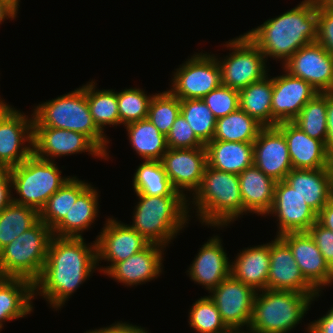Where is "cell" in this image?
Listing matches in <instances>:
<instances>
[{
	"instance_id": "1",
	"label": "cell",
	"mask_w": 333,
	"mask_h": 333,
	"mask_svg": "<svg viewBox=\"0 0 333 333\" xmlns=\"http://www.w3.org/2000/svg\"><path fill=\"white\" fill-rule=\"evenodd\" d=\"M85 242L53 235L41 275L33 283L34 299L42 296L57 311L98 270L96 241Z\"/></svg>"
},
{
	"instance_id": "2",
	"label": "cell",
	"mask_w": 333,
	"mask_h": 333,
	"mask_svg": "<svg viewBox=\"0 0 333 333\" xmlns=\"http://www.w3.org/2000/svg\"><path fill=\"white\" fill-rule=\"evenodd\" d=\"M317 19V0H303L245 34L260 48L266 60L270 57L283 65L300 48L316 42Z\"/></svg>"
},
{
	"instance_id": "3",
	"label": "cell",
	"mask_w": 333,
	"mask_h": 333,
	"mask_svg": "<svg viewBox=\"0 0 333 333\" xmlns=\"http://www.w3.org/2000/svg\"><path fill=\"white\" fill-rule=\"evenodd\" d=\"M190 197H193L192 201ZM190 197L188 212L194 208L195 216L204 226L222 229L243 217L240 182L236 174L206 166L199 188ZM190 204L194 207L189 208Z\"/></svg>"
},
{
	"instance_id": "4",
	"label": "cell",
	"mask_w": 333,
	"mask_h": 333,
	"mask_svg": "<svg viewBox=\"0 0 333 333\" xmlns=\"http://www.w3.org/2000/svg\"><path fill=\"white\" fill-rule=\"evenodd\" d=\"M136 195L138 202L132 212L133 221L130 226L150 244L166 248L190 221L188 198Z\"/></svg>"
},
{
	"instance_id": "5",
	"label": "cell",
	"mask_w": 333,
	"mask_h": 333,
	"mask_svg": "<svg viewBox=\"0 0 333 333\" xmlns=\"http://www.w3.org/2000/svg\"><path fill=\"white\" fill-rule=\"evenodd\" d=\"M33 110V127H52L83 133L107 155V159L109 158L110 141L94 123L85 85L38 104Z\"/></svg>"
},
{
	"instance_id": "6",
	"label": "cell",
	"mask_w": 333,
	"mask_h": 333,
	"mask_svg": "<svg viewBox=\"0 0 333 333\" xmlns=\"http://www.w3.org/2000/svg\"><path fill=\"white\" fill-rule=\"evenodd\" d=\"M321 294L269 289L258 291L248 329L251 333H290Z\"/></svg>"
},
{
	"instance_id": "7",
	"label": "cell",
	"mask_w": 333,
	"mask_h": 333,
	"mask_svg": "<svg viewBox=\"0 0 333 333\" xmlns=\"http://www.w3.org/2000/svg\"><path fill=\"white\" fill-rule=\"evenodd\" d=\"M52 230L41 220L0 251V277L24 278L34 283L44 267Z\"/></svg>"
},
{
	"instance_id": "8",
	"label": "cell",
	"mask_w": 333,
	"mask_h": 333,
	"mask_svg": "<svg viewBox=\"0 0 333 333\" xmlns=\"http://www.w3.org/2000/svg\"><path fill=\"white\" fill-rule=\"evenodd\" d=\"M9 173L12 189L19 195L17 198L12 196V201L39 212L47 200L72 178L62 177V171L54 161L38 158L34 154L18 166L10 168Z\"/></svg>"
},
{
	"instance_id": "9",
	"label": "cell",
	"mask_w": 333,
	"mask_h": 333,
	"mask_svg": "<svg viewBox=\"0 0 333 333\" xmlns=\"http://www.w3.org/2000/svg\"><path fill=\"white\" fill-rule=\"evenodd\" d=\"M224 45L227 50H232L229 55L218 59L213 54L220 66L222 85L240 91L268 75L265 55L245 33L230 39Z\"/></svg>"
},
{
	"instance_id": "10",
	"label": "cell",
	"mask_w": 333,
	"mask_h": 333,
	"mask_svg": "<svg viewBox=\"0 0 333 333\" xmlns=\"http://www.w3.org/2000/svg\"><path fill=\"white\" fill-rule=\"evenodd\" d=\"M173 74L169 91L179 100L203 99L222 84L217 58L207 52L194 53Z\"/></svg>"
},
{
	"instance_id": "11",
	"label": "cell",
	"mask_w": 333,
	"mask_h": 333,
	"mask_svg": "<svg viewBox=\"0 0 333 333\" xmlns=\"http://www.w3.org/2000/svg\"><path fill=\"white\" fill-rule=\"evenodd\" d=\"M32 154L33 114L30 118L9 104L0 107V168L18 166Z\"/></svg>"
},
{
	"instance_id": "12",
	"label": "cell",
	"mask_w": 333,
	"mask_h": 333,
	"mask_svg": "<svg viewBox=\"0 0 333 333\" xmlns=\"http://www.w3.org/2000/svg\"><path fill=\"white\" fill-rule=\"evenodd\" d=\"M116 219H112L111 216L106 219V223L95 240L97 245V266L104 275L116 263L128 259L150 244L130 224H125ZM102 260L111 263H109V266L102 267L99 265Z\"/></svg>"
},
{
	"instance_id": "13",
	"label": "cell",
	"mask_w": 333,
	"mask_h": 333,
	"mask_svg": "<svg viewBox=\"0 0 333 333\" xmlns=\"http://www.w3.org/2000/svg\"><path fill=\"white\" fill-rule=\"evenodd\" d=\"M83 152L107 160V155L83 133L52 127H33V154L38 158L55 162V158Z\"/></svg>"
},
{
	"instance_id": "14",
	"label": "cell",
	"mask_w": 333,
	"mask_h": 333,
	"mask_svg": "<svg viewBox=\"0 0 333 333\" xmlns=\"http://www.w3.org/2000/svg\"><path fill=\"white\" fill-rule=\"evenodd\" d=\"M208 293L229 329H248L257 293L253 288L230 275Z\"/></svg>"
},
{
	"instance_id": "15",
	"label": "cell",
	"mask_w": 333,
	"mask_h": 333,
	"mask_svg": "<svg viewBox=\"0 0 333 333\" xmlns=\"http://www.w3.org/2000/svg\"><path fill=\"white\" fill-rule=\"evenodd\" d=\"M282 66L290 75L308 82L318 93L333 92V56L317 41L300 48Z\"/></svg>"
},
{
	"instance_id": "16",
	"label": "cell",
	"mask_w": 333,
	"mask_h": 333,
	"mask_svg": "<svg viewBox=\"0 0 333 333\" xmlns=\"http://www.w3.org/2000/svg\"><path fill=\"white\" fill-rule=\"evenodd\" d=\"M270 215L278 221L276 236L307 231L317 221V213L284 180L276 182L273 204L266 216Z\"/></svg>"
},
{
	"instance_id": "17",
	"label": "cell",
	"mask_w": 333,
	"mask_h": 333,
	"mask_svg": "<svg viewBox=\"0 0 333 333\" xmlns=\"http://www.w3.org/2000/svg\"><path fill=\"white\" fill-rule=\"evenodd\" d=\"M161 162L172 187L187 198L188 191L194 194L201 184L207 153L205 148H168Z\"/></svg>"
},
{
	"instance_id": "18",
	"label": "cell",
	"mask_w": 333,
	"mask_h": 333,
	"mask_svg": "<svg viewBox=\"0 0 333 333\" xmlns=\"http://www.w3.org/2000/svg\"><path fill=\"white\" fill-rule=\"evenodd\" d=\"M282 70V75L272 77L271 126L292 122L307 102L318 94L308 82Z\"/></svg>"
},
{
	"instance_id": "19",
	"label": "cell",
	"mask_w": 333,
	"mask_h": 333,
	"mask_svg": "<svg viewBox=\"0 0 333 333\" xmlns=\"http://www.w3.org/2000/svg\"><path fill=\"white\" fill-rule=\"evenodd\" d=\"M280 237L290 247L304 278L321 293L333 284V269L323 258L316 243L307 231L287 232Z\"/></svg>"
},
{
	"instance_id": "20",
	"label": "cell",
	"mask_w": 333,
	"mask_h": 333,
	"mask_svg": "<svg viewBox=\"0 0 333 333\" xmlns=\"http://www.w3.org/2000/svg\"><path fill=\"white\" fill-rule=\"evenodd\" d=\"M267 289L320 294L303 276L288 244L280 237L270 241Z\"/></svg>"
},
{
	"instance_id": "21",
	"label": "cell",
	"mask_w": 333,
	"mask_h": 333,
	"mask_svg": "<svg viewBox=\"0 0 333 333\" xmlns=\"http://www.w3.org/2000/svg\"><path fill=\"white\" fill-rule=\"evenodd\" d=\"M253 165L276 182L293 169L284 134L276 126L263 127L253 142Z\"/></svg>"
},
{
	"instance_id": "22",
	"label": "cell",
	"mask_w": 333,
	"mask_h": 333,
	"mask_svg": "<svg viewBox=\"0 0 333 333\" xmlns=\"http://www.w3.org/2000/svg\"><path fill=\"white\" fill-rule=\"evenodd\" d=\"M186 271L190 280L202 285L209 292L231 275V260L218 235L209 237Z\"/></svg>"
},
{
	"instance_id": "23",
	"label": "cell",
	"mask_w": 333,
	"mask_h": 333,
	"mask_svg": "<svg viewBox=\"0 0 333 333\" xmlns=\"http://www.w3.org/2000/svg\"><path fill=\"white\" fill-rule=\"evenodd\" d=\"M164 251L165 247L161 245L149 244L142 251L116 263L105 275L125 284L124 287L146 284L162 274Z\"/></svg>"
},
{
	"instance_id": "24",
	"label": "cell",
	"mask_w": 333,
	"mask_h": 333,
	"mask_svg": "<svg viewBox=\"0 0 333 333\" xmlns=\"http://www.w3.org/2000/svg\"><path fill=\"white\" fill-rule=\"evenodd\" d=\"M276 127L284 134L293 169L333 168L322 141L309 137L293 122H281Z\"/></svg>"
},
{
	"instance_id": "25",
	"label": "cell",
	"mask_w": 333,
	"mask_h": 333,
	"mask_svg": "<svg viewBox=\"0 0 333 333\" xmlns=\"http://www.w3.org/2000/svg\"><path fill=\"white\" fill-rule=\"evenodd\" d=\"M284 181L317 214L332 199V168L292 169Z\"/></svg>"
},
{
	"instance_id": "26",
	"label": "cell",
	"mask_w": 333,
	"mask_h": 333,
	"mask_svg": "<svg viewBox=\"0 0 333 333\" xmlns=\"http://www.w3.org/2000/svg\"><path fill=\"white\" fill-rule=\"evenodd\" d=\"M238 177L243 215L253 213L266 217L273 204L276 181L255 165L246 168Z\"/></svg>"
},
{
	"instance_id": "27",
	"label": "cell",
	"mask_w": 333,
	"mask_h": 333,
	"mask_svg": "<svg viewBox=\"0 0 333 333\" xmlns=\"http://www.w3.org/2000/svg\"><path fill=\"white\" fill-rule=\"evenodd\" d=\"M270 242L244 248L231 262V275L256 292L267 289Z\"/></svg>"
},
{
	"instance_id": "28",
	"label": "cell",
	"mask_w": 333,
	"mask_h": 333,
	"mask_svg": "<svg viewBox=\"0 0 333 333\" xmlns=\"http://www.w3.org/2000/svg\"><path fill=\"white\" fill-rule=\"evenodd\" d=\"M33 283L24 278L0 277V331L4 322L27 317L33 311Z\"/></svg>"
},
{
	"instance_id": "29",
	"label": "cell",
	"mask_w": 333,
	"mask_h": 333,
	"mask_svg": "<svg viewBox=\"0 0 333 333\" xmlns=\"http://www.w3.org/2000/svg\"><path fill=\"white\" fill-rule=\"evenodd\" d=\"M92 184L72 204L69 213L52 230L54 236L83 238V232L88 230L99 217V191Z\"/></svg>"
},
{
	"instance_id": "30",
	"label": "cell",
	"mask_w": 333,
	"mask_h": 333,
	"mask_svg": "<svg viewBox=\"0 0 333 333\" xmlns=\"http://www.w3.org/2000/svg\"><path fill=\"white\" fill-rule=\"evenodd\" d=\"M207 166L239 175L253 165V143L210 141L205 145Z\"/></svg>"
},
{
	"instance_id": "31",
	"label": "cell",
	"mask_w": 333,
	"mask_h": 333,
	"mask_svg": "<svg viewBox=\"0 0 333 333\" xmlns=\"http://www.w3.org/2000/svg\"><path fill=\"white\" fill-rule=\"evenodd\" d=\"M132 149L143 161H161L168 150L166 136L146 118L124 126Z\"/></svg>"
},
{
	"instance_id": "32",
	"label": "cell",
	"mask_w": 333,
	"mask_h": 333,
	"mask_svg": "<svg viewBox=\"0 0 333 333\" xmlns=\"http://www.w3.org/2000/svg\"><path fill=\"white\" fill-rule=\"evenodd\" d=\"M90 185L85 180L72 176L47 200L39 212L40 220L53 230L69 213L72 204Z\"/></svg>"
},
{
	"instance_id": "33",
	"label": "cell",
	"mask_w": 333,
	"mask_h": 333,
	"mask_svg": "<svg viewBox=\"0 0 333 333\" xmlns=\"http://www.w3.org/2000/svg\"><path fill=\"white\" fill-rule=\"evenodd\" d=\"M272 93V78L266 75L239 91V108L264 127L271 126Z\"/></svg>"
},
{
	"instance_id": "34",
	"label": "cell",
	"mask_w": 333,
	"mask_h": 333,
	"mask_svg": "<svg viewBox=\"0 0 333 333\" xmlns=\"http://www.w3.org/2000/svg\"><path fill=\"white\" fill-rule=\"evenodd\" d=\"M264 126L238 108L217 119L212 141L253 143Z\"/></svg>"
},
{
	"instance_id": "35",
	"label": "cell",
	"mask_w": 333,
	"mask_h": 333,
	"mask_svg": "<svg viewBox=\"0 0 333 333\" xmlns=\"http://www.w3.org/2000/svg\"><path fill=\"white\" fill-rule=\"evenodd\" d=\"M135 171L132 179L135 194L183 196L172 187L161 161H143Z\"/></svg>"
},
{
	"instance_id": "36",
	"label": "cell",
	"mask_w": 333,
	"mask_h": 333,
	"mask_svg": "<svg viewBox=\"0 0 333 333\" xmlns=\"http://www.w3.org/2000/svg\"><path fill=\"white\" fill-rule=\"evenodd\" d=\"M94 80L85 84V93L90 113L96 126L103 132L105 126H119L117 91L113 89L97 90Z\"/></svg>"
},
{
	"instance_id": "37",
	"label": "cell",
	"mask_w": 333,
	"mask_h": 333,
	"mask_svg": "<svg viewBox=\"0 0 333 333\" xmlns=\"http://www.w3.org/2000/svg\"><path fill=\"white\" fill-rule=\"evenodd\" d=\"M39 220V211L12 201L0 212V251Z\"/></svg>"
},
{
	"instance_id": "38",
	"label": "cell",
	"mask_w": 333,
	"mask_h": 333,
	"mask_svg": "<svg viewBox=\"0 0 333 333\" xmlns=\"http://www.w3.org/2000/svg\"><path fill=\"white\" fill-rule=\"evenodd\" d=\"M309 137L326 145L327 139V92L316 94L292 121Z\"/></svg>"
},
{
	"instance_id": "39",
	"label": "cell",
	"mask_w": 333,
	"mask_h": 333,
	"mask_svg": "<svg viewBox=\"0 0 333 333\" xmlns=\"http://www.w3.org/2000/svg\"><path fill=\"white\" fill-rule=\"evenodd\" d=\"M180 113L204 145L213 140L217 119L202 99L180 100Z\"/></svg>"
},
{
	"instance_id": "40",
	"label": "cell",
	"mask_w": 333,
	"mask_h": 333,
	"mask_svg": "<svg viewBox=\"0 0 333 333\" xmlns=\"http://www.w3.org/2000/svg\"><path fill=\"white\" fill-rule=\"evenodd\" d=\"M188 318L190 327L197 333H224L229 330L216 304L207 295L192 304Z\"/></svg>"
},
{
	"instance_id": "41",
	"label": "cell",
	"mask_w": 333,
	"mask_h": 333,
	"mask_svg": "<svg viewBox=\"0 0 333 333\" xmlns=\"http://www.w3.org/2000/svg\"><path fill=\"white\" fill-rule=\"evenodd\" d=\"M152 95L142 88H125L117 92L118 112L120 115V125H126L148 117L149 105Z\"/></svg>"
},
{
	"instance_id": "42",
	"label": "cell",
	"mask_w": 333,
	"mask_h": 333,
	"mask_svg": "<svg viewBox=\"0 0 333 333\" xmlns=\"http://www.w3.org/2000/svg\"><path fill=\"white\" fill-rule=\"evenodd\" d=\"M180 114V100L169 90L155 93L151 99L147 119L167 136Z\"/></svg>"
},
{
	"instance_id": "43",
	"label": "cell",
	"mask_w": 333,
	"mask_h": 333,
	"mask_svg": "<svg viewBox=\"0 0 333 333\" xmlns=\"http://www.w3.org/2000/svg\"><path fill=\"white\" fill-rule=\"evenodd\" d=\"M202 100L215 118L219 119L239 108V91L221 84Z\"/></svg>"
},
{
	"instance_id": "44",
	"label": "cell",
	"mask_w": 333,
	"mask_h": 333,
	"mask_svg": "<svg viewBox=\"0 0 333 333\" xmlns=\"http://www.w3.org/2000/svg\"><path fill=\"white\" fill-rule=\"evenodd\" d=\"M166 140L170 149L205 148L181 113L176 117Z\"/></svg>"
},
{
	"instance_id": "45",
	"label": "cell",
	"mask_w": 333,
	"mask_h": 333,
	"mask_svg": "<svg viewBox=\"0 0 333 333\" xmlns=\"http://www.w3.org/2000/svg\"><path fill=\"white\" fill-rule=\"evenodd\" d=\"M316 41L333 56V11L322 7L317 1Z\"/></svg>"
},
{
	"instance_id": "46",
	"label": "cell",
	"mask_w": 333,
	"mask_h": 333,
	"mask_svg": "<svg viewBox=\"0 0 333 333\" xmlns=\"http://www.w3.org/2000/svg\"><path fill=\"white\" fill-rule=\"evenodd\" d=\"M316 243L323 258L333 269V232L324 228L317 221L307 230Z\"/></svg>"
},
{
	"instance_id": "47",
	"label": "cell",
	"mask_w": 333,
	"mask_h": 333,
	"mask_svg": "<svg viewBox=\"0 0 333 333\" xmlns=\"http://www.w3.org/2000/svg\"><path fill=\"white\" fill-rule=\"evenodd\" d=\"M86 333H149L145 327L133 325L127 322L117 321L107 327L88 330Z\"/></svg>"
},
{
	"instance_id": "48",
	"label": "cell",
	"mask_w": 333,
	"mask_h": 333,
	"mask_svg": "<svg viewBox=\"0 0 333 333\" xmlns=\"http://www.w3.org/2000/svg\"><path fill=\"white\" fill-rule=\"evenodd\" d=\"M12 181L9 169L0 168V212L12 202Z\"/></svg>"
},
{
	"instance_id": "49",
	"label": "cell",
	"mask_w": 333,
	"mask_h": 333,
	"mask_svg": "<svg viewBox=\"0 0 333 333\" xmlns=\"http://www.w3.org/2000/svg\"><path fill=\"white\" fill-rule=\"evenodd\" d=\"M326 148L330 165L333 167V92H327V139Z\"/></svg>"
},
{
	"instance_id": "50",
	"label": "cell",
	"mask_w": 333,
	"mask_h": 333,
	"mask_svg": "<svg viewBox=\"0 0 333 333\" xmlns=\"http://www.w3.org/2000/svg\"><path fill=\"white\" fill-rule=\"evenodd\" d=\"M330 308L324 316L308 324V333H333V306Z\"/></svg>"
},
{
	"instance_id": "51",
	"label": "cell",
	"mask_w": 333,
	"mask_h": 333,
	"mask_svg": "<svg viewBox=\"0 0 333 333\" xmlns=\"http://www.w3.org/2000/svg\"><path fill=\"white\" fill-rule=\"evenodd\" d=\"M317 222L333 232V199H331L317 214Z\"/></svg>"
},
{
	"instance_id": "52",
	"label": "cell",
	"mask_w": 333,
	"mask_h": 333,
	"mask_svg": "<svg viewBox=\"0 0 333 333\" xmlns=\"http://www.w3.org/2000/svg\"><path fill=\"white\" fill-rule=\"evenodd\" d=\"M18 15V11L11 6L6 0H0V24L6 19L14 20Z\"/></svg>"
},
{
	"instance_id": "53",
	"label": "cell",
	"mask_w": 333,
	"mask_h": 333,
	"mask_svg": "<svg viewBox=\"0 0 333 333\" xmlns=\"http://www.w3.org/2000/svg\"><path fill=\"white\" fill-rule=\"evenodd\" d=\"M317 1L322 7L333 11V0H317Z\"/></svg>"
},
{
	"instance_id": "54",
	"label": "cell",
	"mask_w": 333,
	"mask_h": 333,
	"mask_svg": "<svg viewBox=\"0 0 333 333\" xmlns=\"http://www.w3.org/2000/svg\"><path fill=\"white\" fill-rule=\"evenodd\" d=\"M224 333H251L249 329L243 330V329H229L228 331Z\"/></svg>"
},
{
	"instance_id": "55",
	"label": "cell",
	"mask_w": 333,
	"mask_h": 333,
	"mask_svg": "<svg viewBox=\"0 0 333 333\" xmlns=\"http://www.w3.org/2000/svg\"><path fill=\"white\" fill-rule=\"evenodd\" d=\"M11 6H13L17 11H19V3H20V0H6Z\"/></svg>"
},
{
	"instance_id": "56",
	"label": "cell",
	"mask_w": 333,
	"mask_h": 333,
	"mask_svg": "<svg viewBox=\"0 0 333 333\" xmlns=\"http://www.w3.org/2000/svg\"><path fill=\"white\" fill-rule=\"evenodd\" d=\"M5 105H8V104L5 102V99H1V96H0V107L5 106Z\"/></svg>"
},
{
	"instance_id": "57",
	"label": "cell",
	"mask_w": 333,
	"mask_h": 333,
	"mask_svg": "<svg viewBox=\"0 0 333 333\" xmlns=\"http://www.w3.org/2000/svg\"><path fill=\"white\" fill-rule=\"evenodd\" d=\"M332 199H333V168H332Z\"/></svg>"
}]
</instances>
